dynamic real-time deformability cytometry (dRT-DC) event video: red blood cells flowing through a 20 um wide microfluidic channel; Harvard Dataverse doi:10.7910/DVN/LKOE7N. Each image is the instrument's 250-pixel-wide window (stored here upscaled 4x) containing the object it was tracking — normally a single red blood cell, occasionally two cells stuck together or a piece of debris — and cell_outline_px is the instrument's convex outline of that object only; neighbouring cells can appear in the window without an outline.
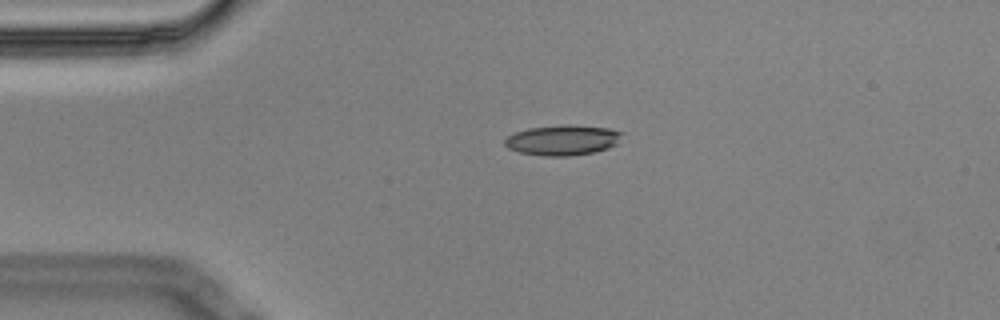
{"species": "Egyptian fruit bat (a non-hibernating species)", "species_latin": "Rousettus aegyptiacus", "temperature_condition": "cold", "stored_images_in_passage": 5, "camera_frame_rate_fps": 3000, "um_per_image_px": 0.085, "animal": {"sex": "male"}, "frame": {"image": 1, "passage_image": 4, "time_ms": 1.0, "image_size_px": [1000, 320], "cell_outline_px": [[624, 132], [616, 144], [608, 148], [592, 152], [568, 156], [544, 156], [520, 152], [508, 148], [504, 144], [504, 140], [508, 136], [516, 132], [528, 128], [568, 124], [612, 128]], "centroid_in_image_um": [47.84, 11.9], "position_along_channel_um": 37.2, "area_um2": 20.69}}